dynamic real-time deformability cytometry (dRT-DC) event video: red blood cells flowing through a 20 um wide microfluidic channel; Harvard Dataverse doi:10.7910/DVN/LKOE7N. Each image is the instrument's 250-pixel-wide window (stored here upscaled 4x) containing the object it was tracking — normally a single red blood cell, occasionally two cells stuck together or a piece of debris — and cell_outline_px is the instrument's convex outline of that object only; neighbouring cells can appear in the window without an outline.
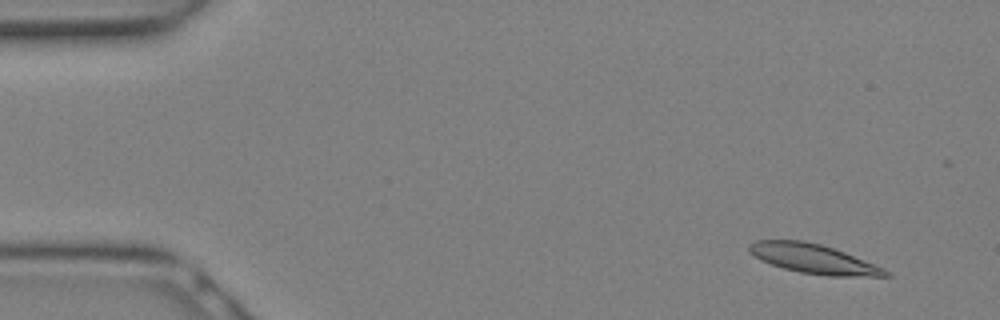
{"species": "Egyptian fruit bat (a non-hibernating species)", "species_latin": "Rousettus aegyptiacus", "temperature_condition": "warm", "stored_images_in_passage": 11, "camera_frame_rate_fps": 3000, "um_per_image_px": 0.085, "animal": {"sex": "female"}, "frame": {"image": 1, "passage_image": 2, "time_ms": 0.333, "image_size_px": [1000, 320], "cell_outline_px": [[892, 276], [828, 276], [800, 272], [784, 268], [760, 260], [748, 248], [748, 244], [756, 240], [804, 240], [820, 244], [844, 252], [884, 268], [892, 272]], "centroid_in_image_um": [69.17, 22.0], "position_along_channel_um": 15.8, "area_um2": 23.12}}
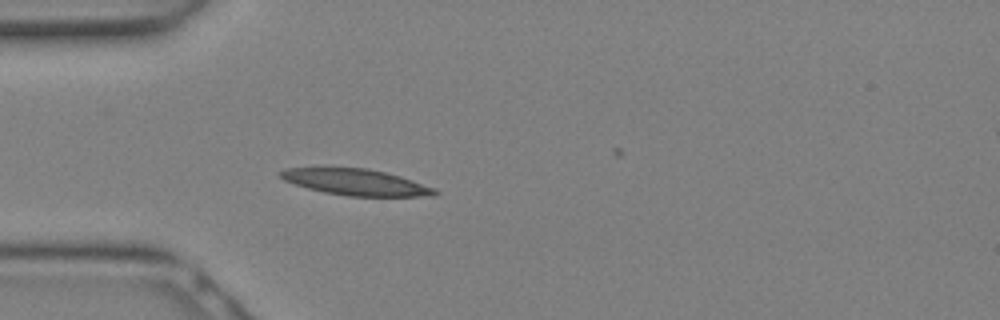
{"frame": {"image": 2, "passage_image": 8, "time_ms": 2.333, "image_size_px": [1000, 320], "cell_outline_px": [[440, 192], [432, 196], [348, 196], [324, 192], [308, 188], [284, 180], [276, 172], [284, 168], [368, 168], [400, 176], [436, 188]], "centroid_in_image_um": [30.26, 15.48], "position_along_channel_um": 54.7, "area_um2": 23.47}}
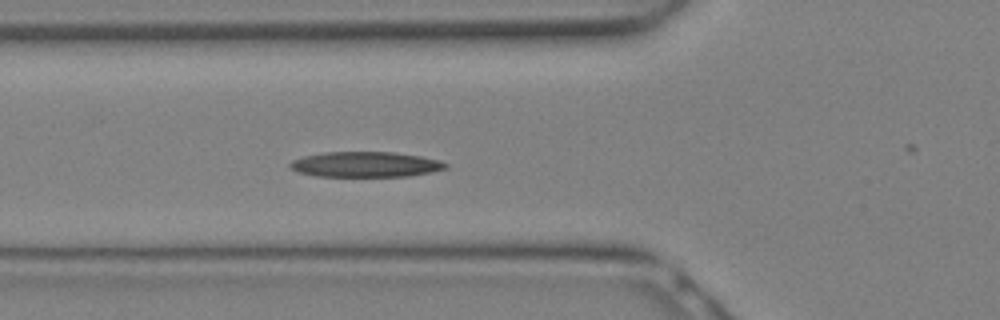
{"frame": {"image": 3, "passage_image": 10, "time_ms": 3.0, "image_size_px": [1000, 320], "cell_outline_px": [[448, 168], [432, 172], [408, 176], [316, 176], [296, 172], [288, 168], [288, 164], [292, 160], [304, 156], [324, 152], [392, 152], [420, 156], [440, 160], [448, 164]], "centroid_in_image_um": [31.04, 13.98], "position_along_channel_um": 94.8, "area_um2": 23.12}}